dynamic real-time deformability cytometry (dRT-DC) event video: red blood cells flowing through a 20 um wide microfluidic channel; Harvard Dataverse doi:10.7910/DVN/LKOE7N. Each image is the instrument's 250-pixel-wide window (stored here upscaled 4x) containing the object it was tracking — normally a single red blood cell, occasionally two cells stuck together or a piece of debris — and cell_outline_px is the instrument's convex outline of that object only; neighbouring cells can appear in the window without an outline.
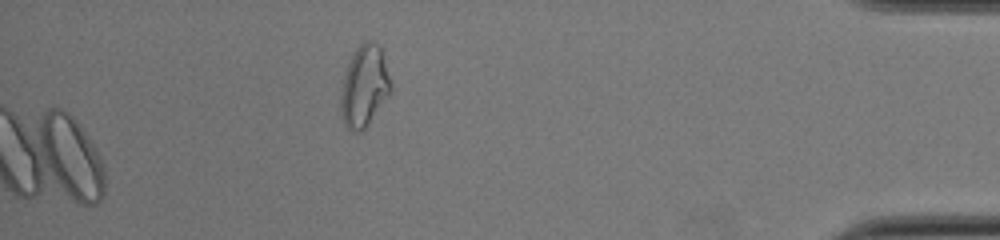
{"species": "common noctule bat (a hibernating species)", "species_latin": "Nyctalus noctula", "temperature_condition": "cold", "stored_images_in_passage": 37, "camera_frame_rate_fps": 3000, "um_per_image_px": 0.085, "animal": {"sex": "female", "body_mass_g": 22.0, "forearm_length_mm": 56.7}, "frame": {"image": 1, "passage_image": 37, "time_ms": 12.0, "image_size_px": [1000, 240], "cell_outline_px": [[392, 92], [364, 128], [360, 132], [352, 132], [344, 124], [340, 112], [340, 96], [344, 76], [348, 64], [356, 48], [364, 40], [372, 40], [380, 48], [392, 80]], "centroid_in_image_um": [30.97, 7.33], "position_along_channel_um": 404.2, "area_um2": 23.76}, "authors_computed_cell_mechanics": {"area_um2": 18.496, "velocity_mm_per_s": 3.8757, "shape_relaxation_time_tau1_ms": 6.1638, "shape_relaxation_time_tau2_ms": 10.8148, "deformation_change_tau1": 0.0986, "deformation_change_tau2": 0.1447}}